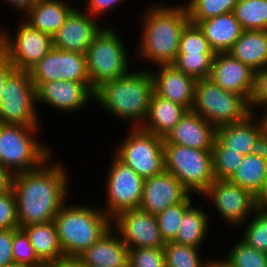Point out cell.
<instances>
[{"instance_id": "26", "label": "cell", "mask_w": 267, "mask_h": 267, "mask_svg": "<svg viewBox=\"0 0 267 267\" xmlns=\"http://www.w3.org/2000/svg\"><path fill=\"white\" fill-rule=\"evenodd\" d=\"M188 111L184 106L162 98L154 92L150 99L149 111L142 129L165 138Z\"/></svg>"}, {"instance_id": "44", "label": "cell", "mask_w": 267, "mask_h": 267, "mask_svg": "<svg viewBox=\"0 0 267 267\" xmlns=\"http://www.w3.org/2000/svg\"><path fill=\"white\" fill-rule=\"evenodd\" d=\"M16 229L0 230V267L11 263L13 259V232Z\"/></svg>"}, {"instance_id": "41", "label": "cell", "mask_w": 267, "mask_h": 267, "mask_svg": "<svg viewBox=\"0 0 267 267\" xmlns=\"http://www.w3.org/2000/svg\"><path fill=\"white\" fill-rule=\"evenodd\" d=\"M128 267H166L163 247L129 249Z\"/></svg>"}, {"instance_id": "2", "label": "cell", "mask_w": 267, "mask_h": 267, "mask_svg": "<svg viewBox=\"0 0 267 267\" xmlns=\"http://www.w3.org/2000/svg\"><path fill=\"white\" fill-rule=\"evenodd\" d=\"M141 18V38L136 58L152 65H172L176 60L180 37L190 22L188 11L181 5L155 3Z\"/></svg>"}, {"instance_id": "9", "label": "cell", "mask_w": 267, "mask_h": 267, "mask_svg": "<svg viewBox=\"0 0 267 267\" xmlns=\"http://www.w3.org/2000/svg\"><path fill=\"white\" fill-rule=\"evenodd\" d=\"M124 141L118 143L114 155L131 167L143 179L161 174L164 169V138L143 130L130 129Z\"/></svg>"}, {"instance_id": "38", "label": "cell", "mask_w": 267, "mask_h": 267, "mask_svg": "<svg viewBox=\"0 0 267 267\" xmlns=\"http://www.w3.org/2000/svg\"><path fill=\"white\" fill-rule=\"evenodd\" d=\"M177 55H215L197 24L189 22L182 31Z\"/></svg>"}, {"instance_id": "40", "label": "cell", "mask_w": 267, "mask_h": 267, "mask_svg": "<svg viewBox=\"0 0 267 267\" xmlns=\"http://www.w3.org/2000/svg\"><path fill=\"white\" fill-rule=\"evenodd\" d=\"M12 246L14 262L24 263L32 267H46L38 259L28 235L22 228L13 232Z\"/></svg>"}, {"instance_id": "45", "label": "cell", "mask_w": 267, "mask_h": 267, "mask_svg": "<svg viewBox=\"0 0 267 267\" xmlns=\"http://www.w3.org/2000/svg\"><path fill=\"white\" fill-rule=\"evenodd\" d=\"M125 2L124 0H88L86 13L89 15L98 18L101 15L107 14L106 12L115 6H118L121 2Z\"/></svg>"}, {"instance_id": "50", "label": "cell", "mask_w": 267, "mask_h": 267, "mask_svg": "<svg viewBox=\"0 0 267 267\" xmlns=\"http://www.w3.org/2000/svg\"><path fill=\"white\" fill-rule=\"evenodd\" d=\"M2 1L6 2L8 6L10 5L12 9L23 12L21 14L24 15L38 0H1L0 2Z\"/></svg>"}, {"instance_id": "37", "label": "cell", "mask_w": 267, "mask_h": 267, "mask_svg": "<svg viewBox=\"0 0 267 267\" xmlns=\"http://www.w3.org/2000/svg\"><path fill=\"white\" fill-rule=\"evenodd\" d=\"M252 215L243 223L241 239L252 248L267 253V211L256 209Z\"/></svg>"}, {"instance_id": "8", "label": "cell", "mask_w": 267, "mask_h": 267, "mask_svg": "<svg viewBox=\"0 0 267 267\" xmlns=\"http://www.w3.org/2000/svg\"><path fill=\"white\" fill-rule=\"evenodd\" d=\"M164 169L174 174L190 193L202 195L215 181L212 150L168 144L164 140Z\"/></svg>"}, {"instance_id": "55", "label": "cell", "mask_w": 267, "mask_h": 267, "mask_svg": "<svg viewBox=\"0 0 267 267\" xmlns=\"http://www.w3.org/2000/svg\"><path fill=\"white\" fill-rule=\"evenodd\" d=\"M2 34H3V28L0 29V41L2 39Z\"/></svg>"}, {"instance_id": "48", "label": "cell", "mask_w": 267, "mask_h": 267, "mask_svg": "<svg viewBox=\"0 0 267 267\" xmlns=\"http://www.w3.org/2000/svg\"><path fill=\"white\" fill-rule=\"evenodd\" d=\"M252 154L267 160V135L264 132L255 140Z\"/></svg>"}, {"instance_id": "49", "label": "cell", "mask_w": 267, "mask_h": 267, "mask_svg": "<svg viewBox=\"0 0 267 267\" xmlns=\"http://www.w3.org/2000/svg\"><path fill=\"white\" fill-rule=\"evenodd\" d=\"M46 267H88L78 257H63Z\"/></svg>"}, {"instance_id": "31", "label": "cell", "mask_w": 267, "mask_h": 267, "mask_svg": "<svg viewBox=\"0 0 267 267\" xmlns=\"http://www.w3.org/2000/svg\"><path fill=\"white\" fill-rule=\"evenodd\" d=\"M232 13L244 30H267V0H238Z\"/></svg>"}, {"instance_id": "11", "label": "cell", "mask_w": 267, "mask_h": 267, "mask_svg": "<svg viewBox=\"0 0 267 267\" xmlns=\"http://www.w3.org/2000/svg\"><path fill=\"white\" fill-rule=\"evenodd\" d=\"M22 20L14 36L3 30L0 52L16 70L29 71L53 49V37Z\"/></svg>"}, {"instance_id": "47", "label": "cell", "mask_w": 267, "mask_h": 267, "mask_svg": "<svg viewBox=\"0 0 267 267\" xmlns=\"http://www.w3.org/2000/svg\"><path fill=\"white\" fill-rule=\"evenodd\" d=\"M14 174L0 164V194H4L13 188Z\"/></svg>"}, {"instance_id": "17", "label": "cell", "mask_w": 267, "mask_h": 267, "mask_svg": "<svg viewBox=\"0 0 267 267\" xmlns=\"http://www.w3.org/2000/svg\"><path fill=\"white\" fill-rule=\"evenodd\" d=\"M223 90L242 95L248 102L253 90L255 71L229 53H215L208 77Z\"/></svg>"}, {"instance_id": "22", "label": "cell", "mask_w": 267, "mask_h": 267, "mask_svg": "<svg viewBox=\"0 0 267 267\" xmlns=\"http://www.w3.org/2000/svg\"><path fill=\"white\" fill-rule=\"evenodd\" d=\"M78 258L88 267H128L129 248L111 227Z\"/></svg>"}, {"instance_id": "34", "label": "cell", "mask_w": 267, "mask_h": 267, "mask_svg": "<svg viewBox=\"0 0 267 267\" xmlns=\"http://www.w3.org/2000/svg\"><path fill=\"white\" fill-rule=\"evenodd\" d=\"M238 0H190L185 3L189 20L193 24L222 14L233 12Z\"/></svg>"}, {"instance_id": "53", "label": "cell", "mask_w": 267, "mask_h": 267, "mask_svg": "<svg viewBox=\"0 0 267 267\" xmlns=\"http://www.w3.org/2000/svg\"><path fill=\"white\" fill-rule=\"evenodd\" d=\"M210 267H229L223 260L212 259Z\"/></svg>"}, {"instance_id": "29", "label": "cell", "mask_w": 267, "mask_h": 267, "mask_svg": "<svg viewBox=\"0 0 267 267\" xmlns=\"http://www.w3.org/2000/svg\"><path fill=\"white\" fill-rule=\"evenodd\" d=\"M193 204L184 212L173 242L200 248L205 242L210 224L209 215Z\"/></svg>"}, {"instance_id": "27", "label": "cell", "mask_w": 267, "mask_h": 267, "mask_svg": "<svg viewBox=\"0 0 267 267\" xmlns=\"http://www.w3.org/2000/svg\"><path fill=\"white\" fill-rule=\"evenodd\" d=\"M253 71L267 67V30H244L227 52Z\"/></svg>"}, {"instance_id": "6", "label": "cell", "mask_w": 267, "mask_h": 267, "mask_svg": "<svg viewBox=\"0 0 267 267\" xmlns=\"http://www.w3.org/2000/svg\"><path fill=\"white\" fill-rule=\"evenodd\" d=\"M107 25L94 37L86 51L87 72L90 85L96 89L102 83L119 78L130 70L123 38Z\"/></svg>"}, {"instance_id": "32", "label": "cell", "mask_w": 267, "mask_h": 267, "mask_svg": "<svg viewBox=\"0 0 267 267\" xmlns=\"http://www.w3.org/2000/svg\"><path fill=\"white\" fill-rule=\"evenodd\" d=\"M166 267H210L212 259H201L200 248L170 241L164 247ZM205 260V261H204Z\"/></svg>"}, {"instance_id": "35", "label": "cell", "mask_w": 267, "mask_h": 267, "mask_svg": "<svg viewBox=\"0 0 267 267\" xmlns=\"http://www.w3.org/2000/svg\"><path fill=\"white\" fill-rule=\"evenodd\" d=\"M222 259L229 267H267V253L258 251L241 238Z\"/></svg>"}, {"instance_id": "23", "label": "cell", "mask_w": 267, "mask_h": 267, "mask_svg": "<svg viewBox=\"0 0 267 267\" xmlns=\"http://www.w3.org/2000/svg\"><path fill=\"white\" fill-rule=\"evenodd\" d=\"M262 133L263 126L259 116L251 113L242 121L218 127L216 138L225 147L246 156L252 154V146Z\"/></svg>"}, {"instance_id": "24", "label": "cell", "mask_w": 267, "mask_h": 267, "mask_svg": "<svg viewBox=\"0 0 267 267\" xmlns=\"http://www.w3.org/2000/svg\"><path fill=\"white\" fill-rule=\"evenodd\" d=\"M72 5L66 0H38L23 18L34 28L53 37L75 9Z\"/></svg>"}, {"instance_id": "5", "label": "cell", "mask_w": 267, "mask_h": 267, "mask_svg": "<svg viewBox=\"0 0 267 267\" xmlns=\"http://www.w3.org/2000/svg\"><path fill=\"white\" fill-rule=\"evenodd\" d=\"M39 128L0 123V164L17 174L35 170L53 157L52 149L37 139Z\"/></svg>"}, {"instance_id": "28", "label": "cell", "mask_w": 267, "mask_h": 267, "mask_svg": "<svg viewBox=\"0 0 267 267\" xmlns=\"http://www.w3.org/2000/svg\"><path fill=\"white\" fill-rule=\"evenodd\" d=\"M22 229L28 235L38 259L45 266L65 257L54 221L31 224Z\"/></svg>"}, {"instance_id": "4", "label": "cell", "mask_w": 267, "mask_h": 267, "mask_svg": "<svg viewBox=\"0 0 267 267\" xmlns=\"http://www.w3.org/2000/svg\"><path fill=\"white\" fill-rule=\"evenodd\" d=\"M54 217L60 245L65 257H79L111 228V218L90 204H67Z\"/></svg>"}, {"instance_id": "54", "label": "cell", "mask_w": 267, "mask_h": 267, "mask_svg": "<svg viewBox=\"0 0 267 267\" xmlns=\"http://www.w3.org/2000/svg\"><path fill=\"white\" fill-rule=\"evenodd\" d=\"M2 267H32V266L24 264V263L14 262L13 261L11 263L3 265Z\"/></svg>"}, {"instance_id": "7", "label": "cell", "mask_w": 267, "mask_h": 267, "mask_svg": "<svg viewBox=\"0 0 267 267\" xmlns=\"http://www.w3.org/2000/svg\"><path fill=\"white\" fill-rule=\"evenodd\" d=\"M191 110L216 129L242 121L251 114L249 102L242 95L223 90L209 78L196 81Z\"/></svg>"}, {"instance_id": "19", "label": "cell", "mask_w": 267, "mask_h": 267, "mask_svg": "<svg viewBox=\"0 0 267 267\" xmlns=\"http://www.w3.org/2000/svg\"><path fill=\"white\" fill-rule=\"evenodd\" d=\"M190 193L174 174H161L144 179L140 209L156 215L167 207L182 202Z\"/></svg>"}, {"instance_id": "43", "label": "cell", "mask_w": 267, "mask_h": 267, "mask_svg": "<svg viewBox=\"0 0 267 267\" xmlns=\"http://www.w3.org/2000/svg\"><path fill=\"white\" fill-rule=\"evenodd\" d=\"M267 106V67L255 72L254 90L249 101L251 113H255V107Z\"/></svg>"}, {"instance_id": "12", "label": "cell", "mask_w": 267, "mask_h": 267, "mask_svg": "<svg viewBox=\"0 0 267 267\" xmlns=\"http://www.w3.org/2000/svg\"><path fill=\"white\" fill-rule=\"evenodd\" d=\"M106 176V203L101 209L112 219L122 211L140 207L144 179L114 154Z\"/></svg>"}, {"instance_id": "16", "label": "cell", "mask_w": 267, "mask_h": 267, "mask_svg": "<svg viewBox=\"0 0 267 267\" xmlns=\"http://www.w3.org/2000/svg\"><path fill=\"white\" fill-rule=\"evenodd\" d=\"M74 9L53 36V48L86 54L94 37L102 30L96 17ZM99 24V25H98Z\"/></svg>"}, {"instance_id": "20", "label": "cell", "mask_w": 267, "mask_h": 267, "mask_svg": "<svg viewBox=\"0 0 267 267\" xmlns=\"http://www.w3.org/2000/svg\"><path fill=\"white\" fill-rule=\"evenodd\" d=\"M156 69L159 70L149 69L153 79L154 93L191 110L197 80L177 70L173 65H159Z\"/></svg>"}, {"instance_id": "51", "label": "cell", "mask_w": 267, "mask_h": 267, "mask_svg": "<svg viewBox=\"0 0 267 267\" xmlns=\"http://www.w3.org/2000/svg\"><path fill=\"white\" fill-rule=\"evenodd\" d=\"M256 208L261 211H267V176L261 189L255 195Z\"/></svg>"}, {"instance_id": "52", "label": "cell", "mask_w": 267, "mask_h": 267, "mask_svg": "<svg viewBox=\"0 0 267 267\" xmlns=\"http://www.w3.org/2000/svg\"><path fill=\"white\" fill-rule=\"evenodd\" d=\"M264 112L262 111L260 114V120L263 126V132L267 135V106H265V108L263 109Z\"/></svg>"}, {"instance_id": "36", "label": "cell", "mask_w": 267, "mask_h": 267, "mask_svg": "<svg viewBox=\"0 0 267 267\" xmlns=\"http://www.w3.org/2000/svg\"><path fill=\"white\" fill-rule=\"evenodd\" d=\"M189 194L182 202L167 207L164 211L156 214L160 234L164 242L173 241L178 233L179 222L184 212L192 205Z\"/></svg>"}, {"instance_id": "21", "label": "cell", "mask_w": 267, "mask_h": 267, "mask_svg": "<svg viewBox=\"0 0 267 267\" xmlns=\"http://www.w3.org/2000/svg\"><path fill=\"white\" fill-rule=\"evenodd\" d=\"M216 130L202 116L192 110H188L164 140L168 144L200 150H212L216 139Z\"/></svg>"}, {"instance_id": "46", "label": "cell", "mask_w": 267, "mask_h": 267, "mask_svg": "<svg viewBox=\"0 0 267 267\" xmlns=\"http://www.w3.org/2000/svg\"><path fill=\"white\" fill-rule=\"evenodd\" d=\"M12 63L0 52V101L2 98V87L8 77L15 71Z\"/></svg>"}, {"instance_id": "15", "label": "cell", "mask_w": 267, "mask_h": 267, "mask_svg": "<svg viewBox=\"0 0 267 267\" xmlns=\"http://www.w3.org/2000/svg\"><path fill=\"white\" fill-rule=\"evenodd\" d=\"M111 227L129 249L164 247L156 216L140 208L122 211L111 219Z\"/></svg>"}, {"instance_id": "3", "label": "cell", "mask_w": 267, "mask_h": 267, "mask_svg": "<svg viewBox=\"0 0 267 267\" xmlns=\"http://www.w3.org/2000/svg\"><path fill=\"white\" fill-rule=\"evenodd\" d=\"M153 92L151 72L149 67H144L102 83L95 89L94 103L100 104L116 119L129 121L132 128L142 127Z\"/></svg>"}, {"instance_id": "33", "label": "cell", "mask_w": 267, "mask_h": 267, "mask_svg": "<svg viewBox=\"0 0 267 267\" xmlns=\"http://www.w3.org/2000/svg\"><path fill=\"white\" fill-rule=\"evenodd\" d=\"M244 155L225 147L217 138L212 146L213 174L215 179L230 180L236 173Z\"/></svg>"}, {"instance_id": "18", "label": "cell", "mask_w": 267, "mask_h": 267, "mask_svg": "<svg viewBox=\"0 0 267 267\" xmlns=\"http://www.w3.org/2000/svg\"><path fill=\"white\" fill-rule=\"evenodd\" d=\"M36 96L37 104H47L67 113L78 111L94 101V92L85 83L64 80L41 83L36 88Z\"/></svg>"}, {"instance_id": "13", "label": "cell", "mask_w": 267, "mask_h": 267, "mask_svg": "<svg viewBox=\"0 0 267 267\" xmlns=\"http://www.w3.org/2000/svg\"><path fill=\"white\" fill-rule=\"evenodd\" d=\"M37 88L51 81H75L85 83L93 92L87 72L86 54L53 48L41 61L29 70Z\"/></svg>"}, {"instance_id": "30", "label": "cell", "mask_w": 267, "mask_h": 267, "mask_svg": "<svg viewBox=\"0 0 267 267\" xmlns=\"http://www.w3.org/2000/svg\"><path fill=\"white\" fill-rule=\"evenodd\" d=\"M266 176L267 160L257 155L249 154L244 156L243 161L230 181L256 195L261 189Z\"/></svg>"}, {"instance_id": "25", "label": "cell", "mask_w": 267, "mask_h": 267, "mask_svg": "<svg viewBox=\"0 0 267 267\" xmlns=\"http://www.w3.org/2000/svg\"><path fill=\"white\" fill-rule=\"evenodd\" d=\"M215 53L228 52L244 29L232 12L197 23Z\"/></svg>"}, {"instance_id": "14", "label": "cell", "mask_w": 267, "mask_h": 267, "mask_svg": "<svg viewBox=\"0 0 267 267\" xmlns=\"http://www.w3.org/2000/svg\"><path fill=\"white\" fill-rule=\"evenodd\" d=\"M201 196L210 199L220 217L235 229H243V223L257 209L255 195L230 180L215 179Z\"/></svg>"}, {"instance_id": "42", "label": "cell", "mask_w": 267, "mask_h": 267, "mask_svg": "<svg viewBox=\"0 0 267 267\" xmlns=\"http://www.w3.org/2000/svg\"><path fill=\"white\" fill-rule=\"evenodd\" d=\"M19 229L14 190L0 194V230Z\"/></svg>"}, {"instance_id": "1", "label": "cell", "mask_w": 267, "mask_h": 267, "mask_svg": "<svg viewBox=\"0 0 267 267\" xmlns=\"http://www.w3.org/2000/svg\"><path fill=\"white\" fill-rule=\"evenodd\" d=\"M52 157L39 168L14 174L13 190L16 197L19 228L54 221V217L69 198L67 169L54 163Z\"/></svg>"}, {"instance_id": "39", "label": "cell", "mask_w": 267, "mask_h": 267, "mask_svg": "<svg viewBox=\"0 0 267 267\" xmlns=\"http://www.w3.org/2000/svg\"><path fill=\"white\" fill-rule=\"evenodd\" d=\"M215 55H177L172 64L177 70L196 80L207 79L211 72Z\"/></svg>"}, {"instance_id": "10", "label": "cell", "mask_w": 267, "mask_h": 267, "mask_svg": "<svg viewBox=\"0 0 267 267\" xmlns=\"http://www.w3.org/2000/svg\"><path fill=\"white\" fill-rule=\"evenodd\" d=\"M2 89L0 123L39 126L36 88L29 71L15 70Z\"/></svg>"}]
</instances>
